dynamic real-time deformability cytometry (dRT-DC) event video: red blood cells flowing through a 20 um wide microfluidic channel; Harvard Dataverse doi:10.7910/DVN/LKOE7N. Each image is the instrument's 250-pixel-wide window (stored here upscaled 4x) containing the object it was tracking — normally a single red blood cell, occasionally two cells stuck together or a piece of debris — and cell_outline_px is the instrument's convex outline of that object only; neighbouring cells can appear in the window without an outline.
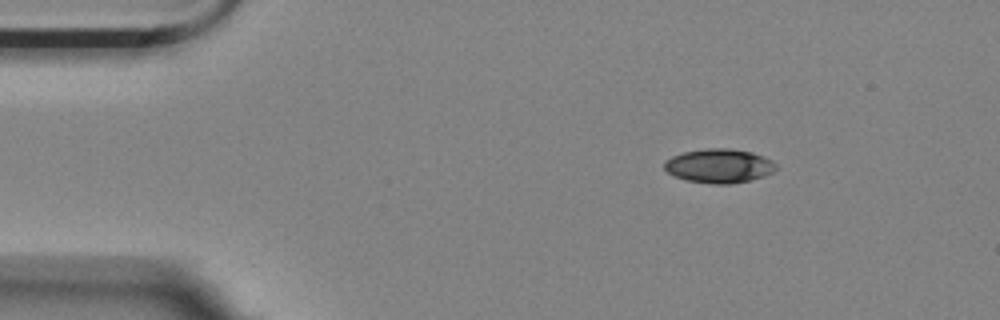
{"species": "Egyptian fruit bat (a non-hibernating species)", "species_latin": "Rousettus aegyptiacus", "temperature_condition": "room temperature", "stored_images_in_passage": 4, "camera_frame_rate_fps": 3000, "um_per_image_px": 0.085, "animal": {"sex": "female"}, "frame": {"image": 1, "passage_image": 2, "time_ms": 0.333, "image_size_px": [1000, 320], "cell_outline_px": [[776, 168], [772, 172], [764, 176], [748, 180], [728, 184], [716, 184], [688, 180], [676, 176], [668, 172], [664, 168], [664, 160], [672, 156], [684, 152], [708, 148], [728, 148], [752, 152], [764, 156], [772, 160], [776, 164]], "centroid_in_image_um": [61.13, 14.08], "position_along_channel_um": 23.9, "area_um2": 21.96}}